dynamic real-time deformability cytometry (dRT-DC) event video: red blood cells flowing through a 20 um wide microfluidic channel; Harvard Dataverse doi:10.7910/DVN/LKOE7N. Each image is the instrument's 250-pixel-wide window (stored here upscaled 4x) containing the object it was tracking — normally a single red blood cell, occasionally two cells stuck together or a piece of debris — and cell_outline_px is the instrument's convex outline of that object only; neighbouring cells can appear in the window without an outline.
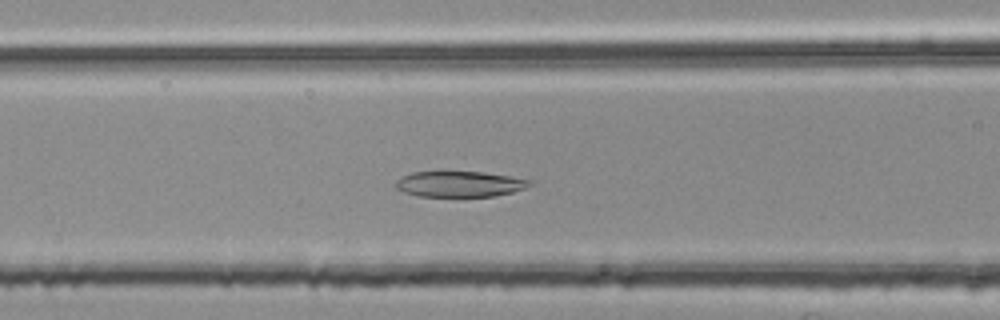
{"species": "common noctule bat (a hibernating species)", "species_latin": "Nyctalus noctula", "temperature_condition": "room temperature", "stored_images_in_passage": 37, "camera_frame_rate_fps": 3000, "um_per_image_px": 0.085, "animal": {"sex": "female", "body_mass_g": 25.1}, "frame": {"image": 1, "passage_image": 21, "time_ms": 6.667, "image_size_px": [1000, 320], "cell_outline_px": [[532, 184], [524, 188], [512, 192], [496, 196], [416, 196], [404, 192], [396, 188], [396, 180], [412, 172], [484, 172], [532, 180]], "centroid_in_image_um": [39.07, 15.65], "position_along_channel_um": 127.5, "area_um2": 19.88}}
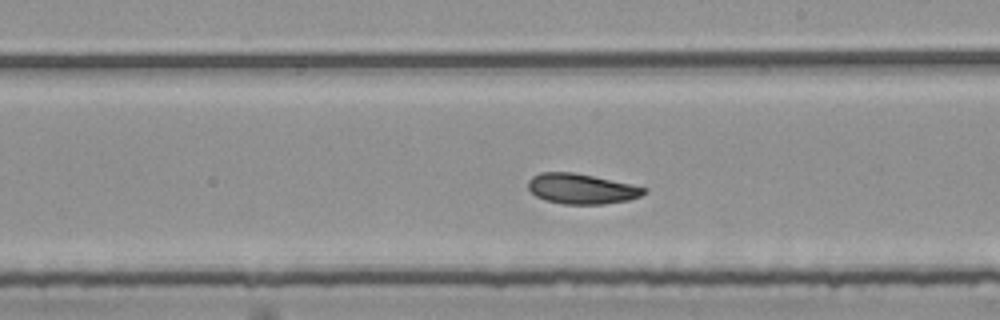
{"frame": {"image": 2, "passage_image": 30, "time_ms": 9.667, "image_size_px": [1000, 320], "cell_outline_px": [[648, 192], [640, 196], [628, 200], [604, 204], [564, 204], [544, 200], [536, 196], [528, 188], [528, 180], [532, 176], [540, 172], [572, 172], [592, 176], [648, 188]], "centroid_in_image_um": [49.41, 16.05], "position_along_channel_um": 239.6, "area_um2": 20.35}}
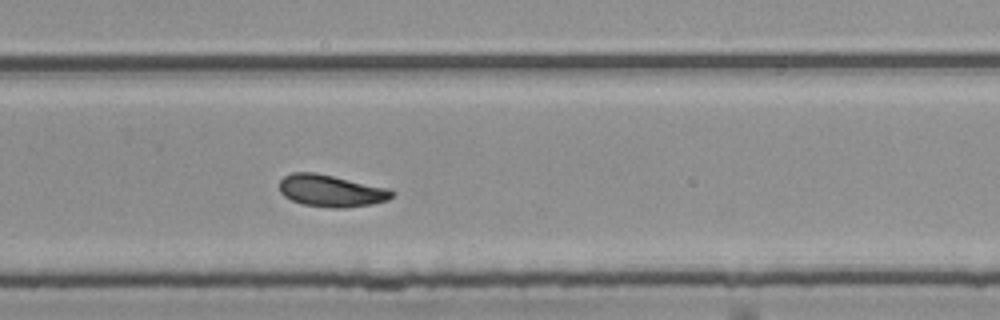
{"frame": {"image": 3, "passage_image": 35, "time_ms": 11.333, "image_size_px": [1000, 320], "cell_outline_px": [[396, 196], [388, 200], [372, 204], [344, 208], [332, 208], [304, 204], [292, 200], [284, 196], [280, 192], [280, 180], [284, 176], [292, 172], [316, 172], [388, 188], [396, 192]], "centroid_in_image_um": [28.18, 16.21], "position_along_channel_um": 301.6, "area_um2": 21.1}}